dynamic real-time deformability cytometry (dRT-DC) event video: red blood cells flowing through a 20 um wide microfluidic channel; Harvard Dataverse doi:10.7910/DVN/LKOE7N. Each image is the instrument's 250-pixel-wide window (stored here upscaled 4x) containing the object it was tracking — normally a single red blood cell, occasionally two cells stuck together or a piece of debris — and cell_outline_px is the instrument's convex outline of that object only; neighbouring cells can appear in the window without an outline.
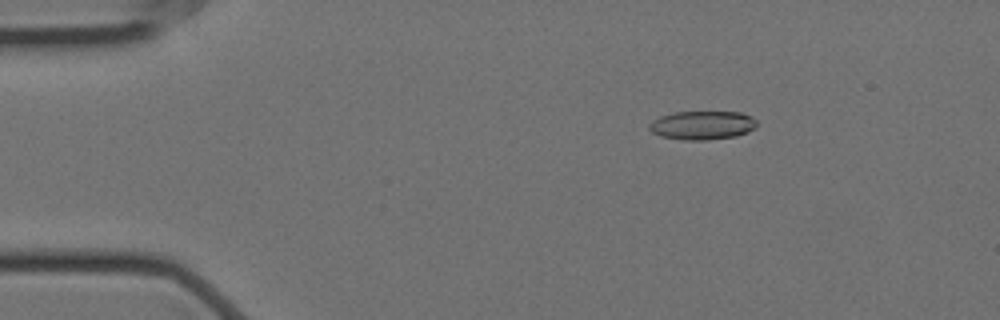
{"species": "Egyptian fruit bat (a non-hibernating species)", "species_latin": "Rousettus aegyptiacus", "temperature_condition": "cold", "stored_images_in_passage": 57, "camera_frame_rate_fps": 3000, "um_per_image_px": 0.085, "animal": {"sex": "female"}, "frame": {"image": 1, "passage_image": 9, "time_ms": 2.667, "image_size_px": [1000, 320], "cell_outline_px": [[756, 128], [748, 132], [736, 136], [708, 140], [684, 140], [660, 136], [652, 132], [648, 128], [648, 124], [652, 120], [660, 116], [672, 112], [740, 112], [752, 116], [756, 120]], "centroid_in_image_um": [59.69, 10.64], "position_along_channel_um": 25.3, "area_um2": 18.21}}
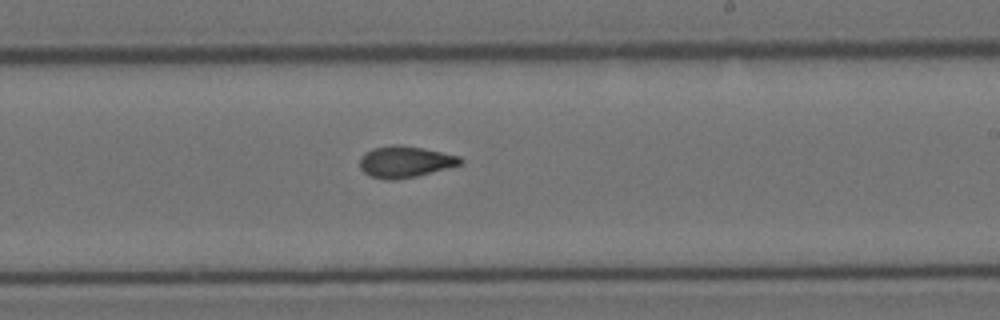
{"frame": {"image": 2, "passage_image": 34, "time_ms": 11.0, "image_size_px": [1000, 320], "cell_outline_px": [[464, 160], [460, 164], [416, 176], [396, 180], [384, 180], [372, 176], [364, 172], [360, 168], [360, 156], [364, 152], [372, 148], [388, 144], [400, 144], [424, 148], [460, 156]], "centroid_in_image_um": [34.39, 13.73], "position_along_channel_um": 254.6, "area_um2": 18.55}}
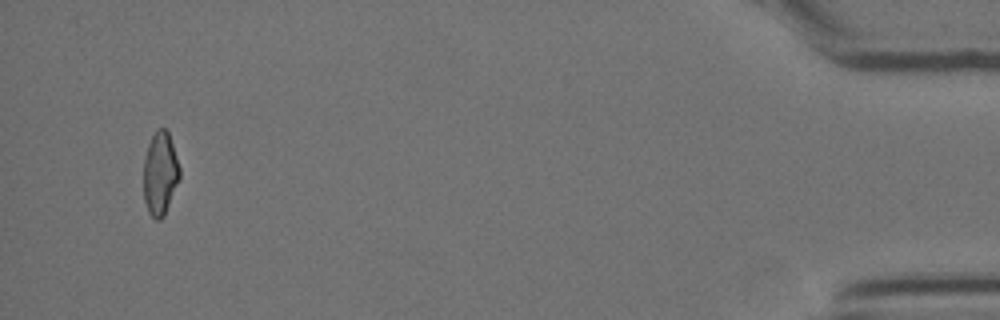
{"frame": {"image": 3, "passage_image": 55, "time_ms": 18.0, "image_size_px": [1000, 320], "cell_outline_px": [[180, 176], [164, 216], [160, 220], [156, 220], [148, 212], [144, 200], [144, 160], [148, 144], [156, 128], [164, 128], [168, 132], [180, 168]], "centroid_in_image_um": [13.6, 14.75], "position_along_channel_um": 421.6, "area_um2": 17.34}, "authors_computed_cell_mechanics": {"area_um2": 18.207, "velocity_mm_per_s": 3.5401, "shape_relaxation_time_tau1_ms": 10.1873, "shape_relaxation_time_tau2_ms": 2.6618, "deformation_change_tau1": 0.2334, "deformation_change_tau2": 0.0872}}